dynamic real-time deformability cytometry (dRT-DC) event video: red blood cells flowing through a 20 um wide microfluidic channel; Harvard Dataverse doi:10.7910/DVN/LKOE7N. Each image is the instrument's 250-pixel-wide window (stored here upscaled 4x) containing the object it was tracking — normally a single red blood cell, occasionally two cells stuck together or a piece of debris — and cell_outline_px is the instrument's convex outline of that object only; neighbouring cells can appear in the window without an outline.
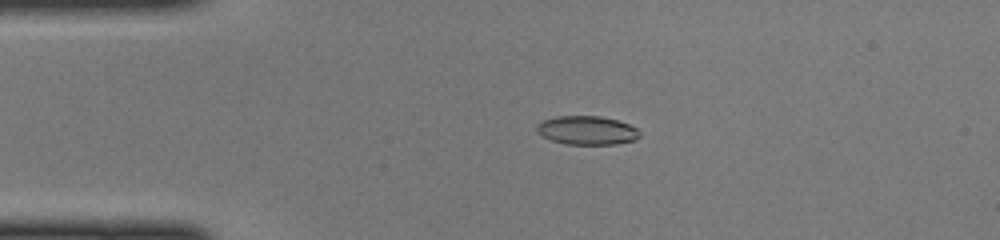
{"species": "common noctule bat (a hibernating species)", "species_latin": "Nyctalus noctula", "temperature_condition": "cold", "stored_images_in_passage": 47, "camera_frame_rate_fps": 3000, "um_per_image_px": 0.085, "animal": {"sex": "female", "body_mass_g": 22.0, "forearm_length_mm": 56.7}, "frame": {"image": 1, "passage_image": 10, "time_ms": 3.0, "image_size_px": [1000, 240], "cell_outline_px": [[640, 136], [636, 140], [616, 144], [564, 144], [552, 140], [536, 132], [536, 124], [544, 120], [556, 116], [600, 116], [616, 120], [628, 124], [636, 128], [640, 132]], "centroid_in_image_um": [49.89, 11.08], "position_along_channel_um": 35.1, "area_um2": 17.22}}
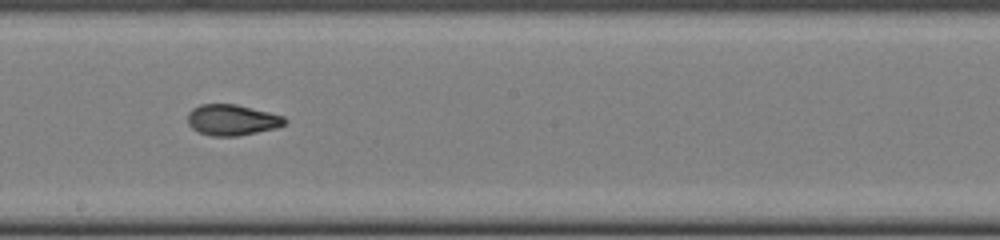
{"frame": {"image": 2, "passage_image": 26, "time_ms": 8.333, "image_size_px": [1000, 240], "cell_outline_px": [[288, 120], [284, 124], [276, 128], [236, 136], [212, 136], [196, 132], [188, 124], [188, 112], [192, 108], [200, 104], [236, 104], [284, 116]], "centroid_in_image_um": [19.69, 10.19], "position_along_channel_um": 228.5, "area_um2": 17.51}}
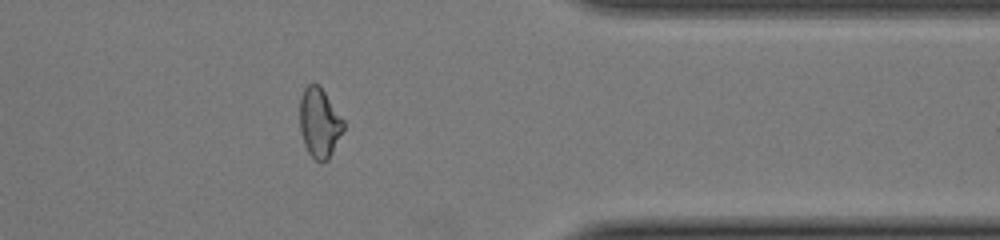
{"frame": {"image": 3, "passage_image": 38, "time_ms": 12.333, "image_size_px": [1000, 240], "cell_outline_px": [[344, 128], [328, 160], [316, 160], [308, 152], [304, 144], [300, 128], [300, 96], [304, 88], [308, 84], [320, 84], [344, 120]], "centroid_in_image_um": [27.15, 10.39], "position_along_channel_um": 384.3, "area_um2": 17.63}}